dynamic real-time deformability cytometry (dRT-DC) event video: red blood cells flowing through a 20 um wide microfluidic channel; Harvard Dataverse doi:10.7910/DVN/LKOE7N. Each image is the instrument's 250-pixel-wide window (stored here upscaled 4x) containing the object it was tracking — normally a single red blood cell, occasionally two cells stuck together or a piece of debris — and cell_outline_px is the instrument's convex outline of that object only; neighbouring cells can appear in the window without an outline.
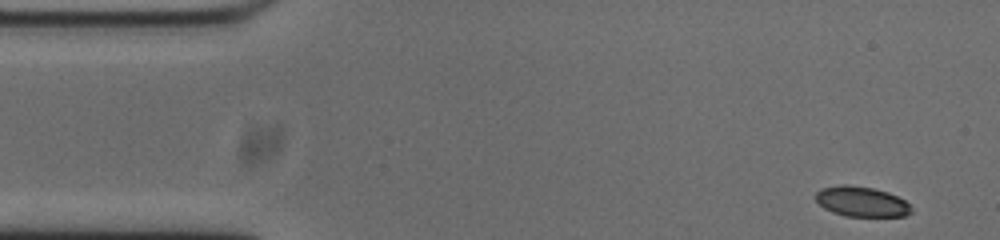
{"species": "common noctule bat (a hibernating species)", "species_latin": "Nyctalus noctula", "temperature_condition": "cold", "stored_images_in_passage": 51, "camera_frame_rate_fps": 3000, "um_per_image_px": 0.085, "animal": {"sex": "male", "body_mass_g": 20.0, "forearm_length_mm": 53.3}, "frame": {"image": 1, "passage_image": 1, "time_ms": 0.0, "image_size_px": [1000, 240], "cell_outline_px": [[912, 212], [904, 216], [844, 216], [832, 212], [824, 208], [816, 200], [816, 192], [820, 188], [840, 184], [844, 184], [872, 188], [888, 192], [904, 200], [912, 208]], "centroid_in_image_um": [73.21, 17.13], "position_along_channel_um": 11.8, "area_um2": 16.76}}
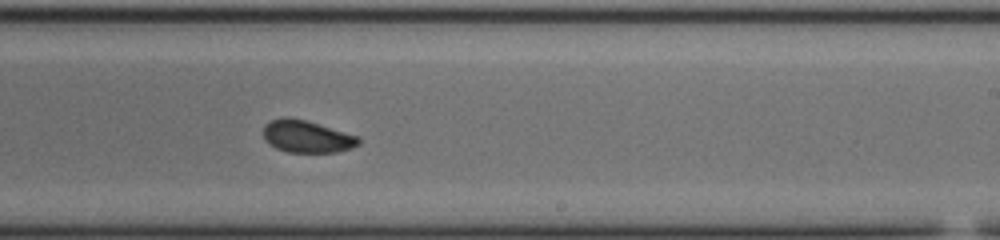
{"frame": {"image": 2, "passage_image": 29, "time_ms": 9.333, "image_size_px": [1000, 240], "cell_outline_px": [[360, 144], [352, 148], [336, 152], [288, 152], [276, 148], [268, 144], [264, 140], [264, 124], [272, 120], [284, 116], [308, 120], [360, 136]], "centroid_in_image_um": [26.1, 11.59], "position_along_channel_um": 262.9, "area_um2": 18.21}}
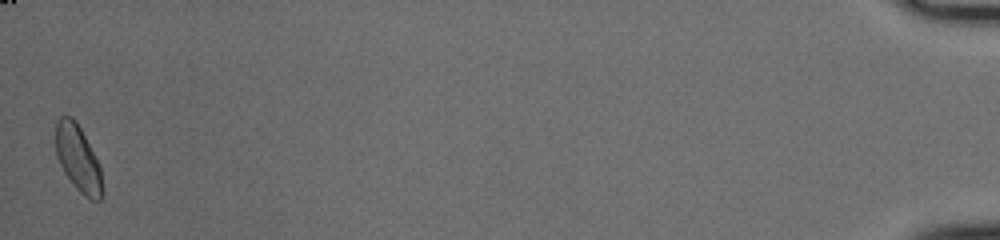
{"frame": {"image": 3, "passage_image": 51, "time_ms": 16.667, "image_size_px": [1000, 240], "cell_outline_px": [[104, 192], [100, 200], [92, 200], [84, 196], [72, 184], [64, 172], [56, 156], [56, 124], [60, 116], [72, 116], [76, 120], [100, 168]], "centroid_in_image_um": [6.63, 13.5], "position_along_channel_um": 428.6, "area_um2": 17.8}, "authors_computed_cell_mechanics": {"area_um2": 17.9758, "velocity_mm_per_s": 3.7272, "shape_relaxation_time_tau1_ms": 2.5777, "shape_relaxation_time_tau2_ms": 1.6452, "deformation_change_tau1": 0.0735, "deformation_change_tau2": 0.0447}}